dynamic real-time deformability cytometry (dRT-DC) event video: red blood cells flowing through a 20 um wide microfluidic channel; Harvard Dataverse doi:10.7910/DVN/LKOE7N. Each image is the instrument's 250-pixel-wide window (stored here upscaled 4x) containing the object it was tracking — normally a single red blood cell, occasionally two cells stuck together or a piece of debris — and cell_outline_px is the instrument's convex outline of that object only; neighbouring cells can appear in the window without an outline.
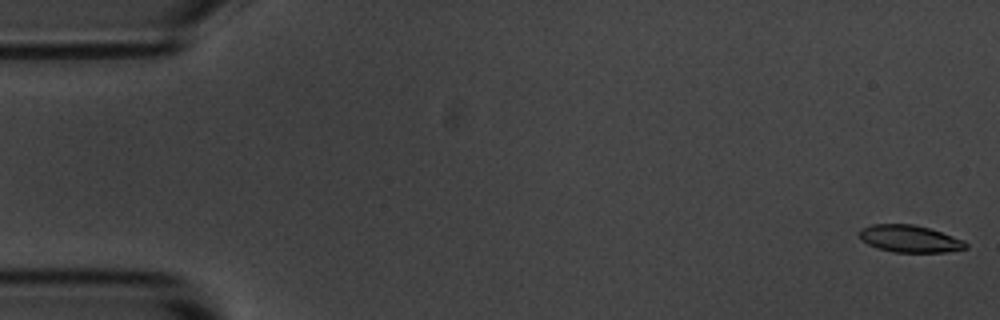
{"species": "common noctule bat (a hibernating species)", "species_latin": "Nyctalus noctula", "temperature_condition": "room temperature", "stored_images_in_passage": 55, "camera_frame_rate_fps": 3000, "um_per_image_px": 0.085, "animal": {"sex": "male", "body_mass_g": 20.1, "forearm_length_mm": 53.5}, "frame": {"image": 1, "passage_image": 1, "time_ms": 0.0, "image_size_px": [1000, 320], "cell_outline_px": [[968, 248], [944, 252], [892, 252], [876, 248], [868, 244], [856, 232], [860, 228], [872, 224], [912, 224], [928, 228], [964, 240], [968, 244]], "centroid_in_image_um": [77.3, 20.29], "position_along_channel_um": 7.7, "area_um2": 16.82}}
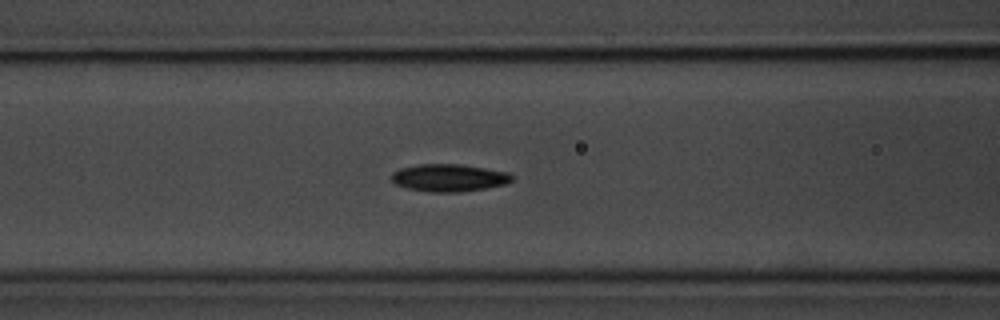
{"frame": {"image": 2, "passage_image": 22, "time_ms": 7.0, "image_size_px": [1000, 320], "cell_outline_px": [[512, 180], [504, 184], [484, 188], [460, 192], [428, 192], [404, 188], [396, 184], [392, 180], [392, 172], [400, 168], [420, 164], [460, 164], [508, 172], [512, 176]], "centroid_in_image_um": [38.11, 15.11], "position_along_channel_um": 128.5, "area_um2": 19.19}}
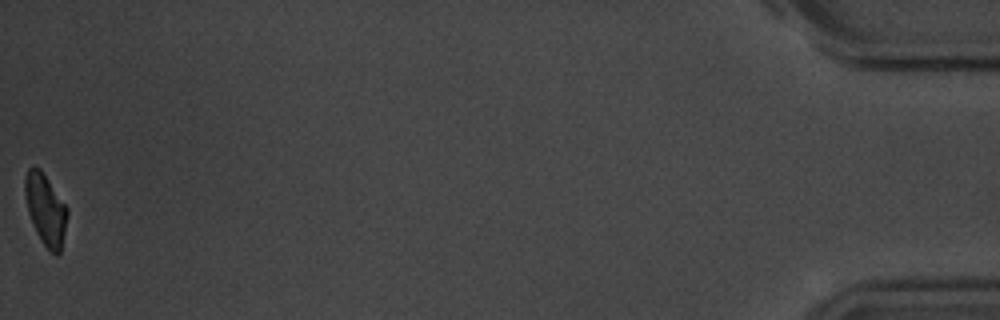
{"frame": {"image": 3, "passage_image": 55, "time_ms": 18.0, "image_size_px": [1000, 320], "cell_outline_px": [[68, 212], [60, 252], [56, 256], [40, 240], [36, 232], [28, 212], [24, 192], [24, 176], [28, 168], [40, 168], [68, 208]], "centroid_in_image_um": [3.86, 17.79], "position_along_channel_um": 431.3, "area_um2": 17.34}, "authors_computed_cell_mechanics": {"area_um2": 18.4382, "velocity_mm_per_s": 3.6539, "shape_relaxation_time_tau1_ms": 2.2098, "shape_relaxation_time_tau2_ms": 4.6548, "deformation_change_tau1": 0.1082, "deformation_change_tau2": 0.1033}}